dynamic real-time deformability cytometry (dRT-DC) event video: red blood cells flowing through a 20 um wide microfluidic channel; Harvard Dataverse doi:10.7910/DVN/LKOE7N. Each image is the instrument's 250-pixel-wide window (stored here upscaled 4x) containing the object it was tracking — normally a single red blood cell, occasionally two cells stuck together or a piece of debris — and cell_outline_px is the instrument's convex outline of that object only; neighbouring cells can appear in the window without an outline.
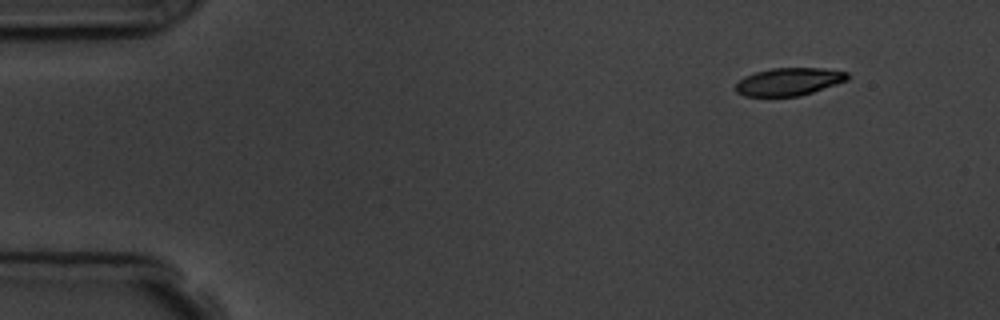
{"species": "common noctule bat (a hibernating species)", "species_latin": "Nyctalus noctula", "temperature_condition": "room temperature", "stored_images_in_passage": 4, "camera_frame_rate_fps": 3000, "um_per_image_px": 0.085, "animal": {"sex": "male", "body_mass_g": 19.5, "forearm_length_mm": 54.6}, "frame": {"image": 1, "passage_image": 1, "time_ms": 0.0, "image_size_px": [1000, 320], "cell_outline_px": [[848, 80], [800, 96], [744, 96], [736, 92], [736, 84], [744, 76], [756, 72], [772, 68], [820, 68], [848, 72]], "centroid_in_image_um": [67.04, 6.94], "position_along_channel_um": 18.0, "area_um2": 17.92}}
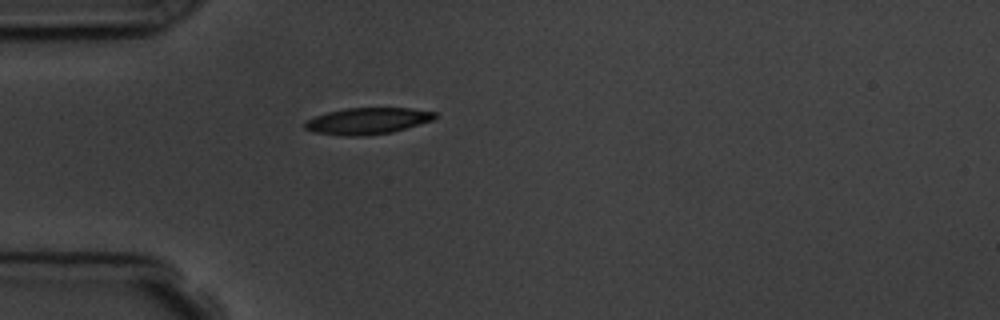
{"frame": {"image": 2, "passage_image": 4, "time_ms": 3.333, "image_size_px": [1000, 320], "cell_outline_px": [[436, 116], [432, 120], [392, 132], [360, 136], [348, 136], [312, 132], [304, 128], [304, 124], [308, 120], [316, 116], [328, 112], [348, 108], [408, 108], [436, 112]], "centroid_in_image_um": [31.22, 10.28], "position_along_channel_um": 53.8, "area_um2": 19.77}}